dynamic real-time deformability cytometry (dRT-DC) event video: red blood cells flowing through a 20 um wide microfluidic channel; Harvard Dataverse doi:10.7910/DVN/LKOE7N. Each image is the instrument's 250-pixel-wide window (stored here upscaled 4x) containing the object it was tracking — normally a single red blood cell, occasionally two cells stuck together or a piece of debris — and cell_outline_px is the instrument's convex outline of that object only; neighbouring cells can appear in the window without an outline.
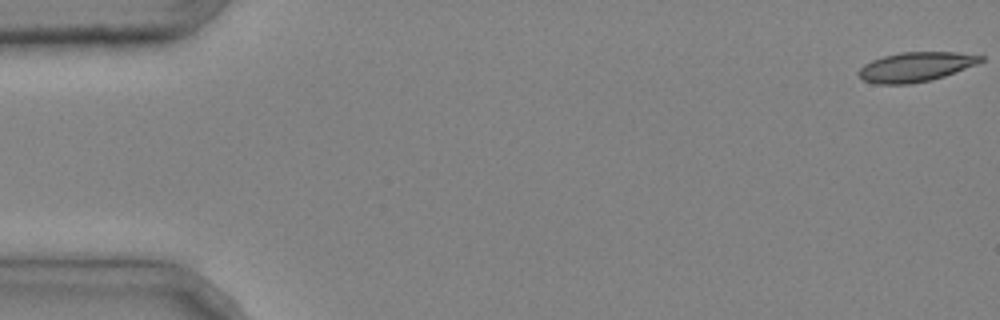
{"species": "common noctule bat (a hibernating species)", "species_latin": "Nyctalus noctula", "temperature_condition": "cold", "stored_images_in_passage": 7, "camera_frame_rate_fps": 3000, "um_per_image_px": 0.085, "animal": {"sex": "male", "body_mass_g": 20.4}, "frame": {"image": 1, "passage_image": 1, "time_ms": 0.0, "image_size_px": [1000, 320], "cell_outline_px": [[984, 60], [976, 64], [944, 76], [932, 80], [908, 84], [876, 84], [864, 80], [856, 72], [864, 64], [872, 60], [884, 56], [900, 52], [956, 52], [984, 56]], "centroid_in_image_um": [77.82, 5.68], "position_along_channel_um": 7.2, "area_um2": 20.92}}
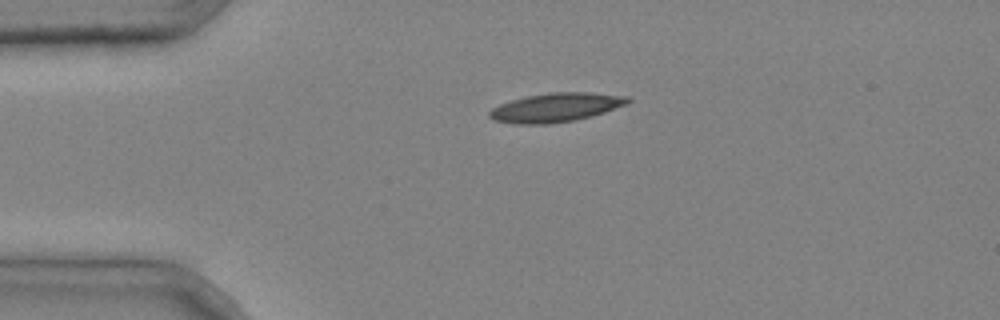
{"frame": {"image": 2, "passage_image": 4, "time_ms": 1.0, "image_size_px": [1000, 320], "cell_outline_px": [[632, 100], [628, 104], [592, 116], [576, 120], [548, 124], [512, 124], [492, 120], [488, 116], [488, 112], [492, 108], [500, 104], [512, 100], [528, 96], [552, 92], [588, 92], [628, 96]], "centroid_in_image_um": [47.25, 9.14], "position_along_channel_um": 37.8, "area_um2": 23.47}}